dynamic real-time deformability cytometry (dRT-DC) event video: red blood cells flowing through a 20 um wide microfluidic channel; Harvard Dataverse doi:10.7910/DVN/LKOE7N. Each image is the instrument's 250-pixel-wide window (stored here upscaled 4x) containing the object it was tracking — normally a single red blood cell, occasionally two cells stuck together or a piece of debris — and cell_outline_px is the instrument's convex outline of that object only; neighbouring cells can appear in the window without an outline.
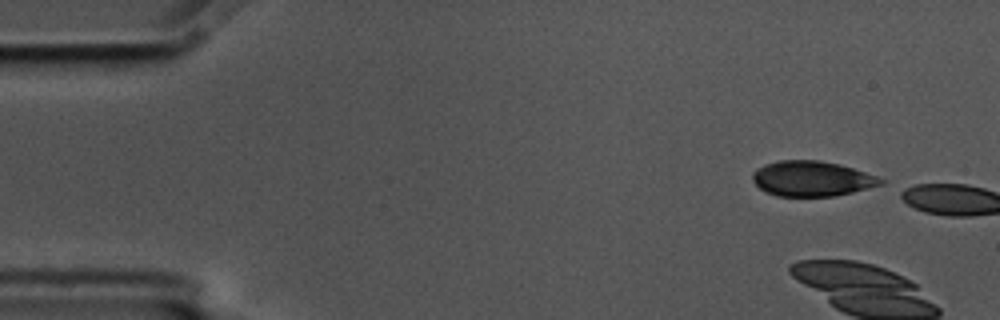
{"species": "common noctule bat (a hibernating species)", "species_latin": "Nyctalus noctula", "temperature_condition": "cold", "stored_images_in_passage": 3, "camera_frame_rate_fps": 3000, "um_per_image_px": 0.085, "animal": {"sex": "male", "body_mass_g": 17.5, "forearm_length_mm": 52.3}, "frame": {"image": 1, "passage_image": 1, "time_ms": 0.0, "image_size_px": [1000, 320], "cell_outline_px": [[888, 180], [884, 184], [836, 196], [776, 196], [764, 192], [752, 180], [752, 172], [756, 168], [764, 164], [780, 160], [820, 160], [840, 164]], "centroid_in_image_um": [68.99, 15.18], "position_along_channel_um": 16.0, "area_um2": 26.53}}